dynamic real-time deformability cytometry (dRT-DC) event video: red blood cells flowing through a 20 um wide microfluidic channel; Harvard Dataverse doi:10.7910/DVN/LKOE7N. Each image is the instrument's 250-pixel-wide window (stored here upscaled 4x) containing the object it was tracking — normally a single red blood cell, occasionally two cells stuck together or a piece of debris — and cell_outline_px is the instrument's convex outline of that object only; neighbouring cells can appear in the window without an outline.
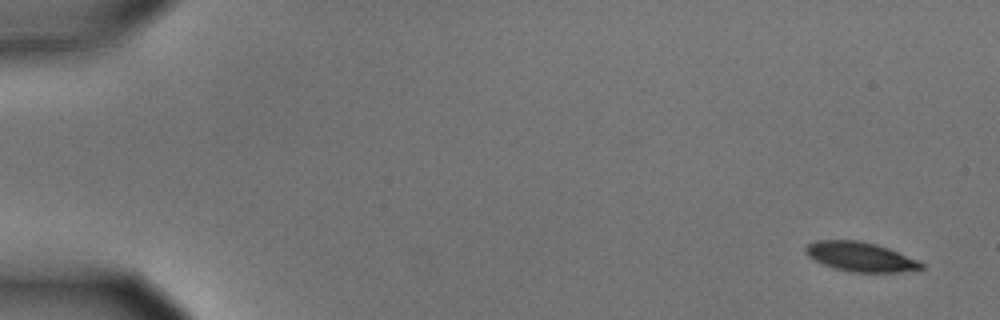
{"species": "common noctule bat (a hibernating species)", "species_latin": "Nyctalus noctula", "temperature_condition": "cold", "stored_images_in_passage": 3, "camera_frame_rate_fps": 3000, "um_per_image_px": 0.085, "animal": {"sex": "male", "body_mass_g": 15.6}, "frame": {"image": 1, "passage_image": 1, "time_ms": 0.0, "image_size_px": [1000, 320], "cell_outline_px": [[924, 268], [900, 272], [852, 272], [836, 268], [824, 264], [808, 256], [804, 252], [804, 248], [808, 244], [816, 240], [860, 240], [876, 244], [888, 248], [920, 260], [924, 264]], "centroid_in_image_um": [73.16, 21.81], "position_along_channel_um": 11.8, "area_um2": 19.83}}